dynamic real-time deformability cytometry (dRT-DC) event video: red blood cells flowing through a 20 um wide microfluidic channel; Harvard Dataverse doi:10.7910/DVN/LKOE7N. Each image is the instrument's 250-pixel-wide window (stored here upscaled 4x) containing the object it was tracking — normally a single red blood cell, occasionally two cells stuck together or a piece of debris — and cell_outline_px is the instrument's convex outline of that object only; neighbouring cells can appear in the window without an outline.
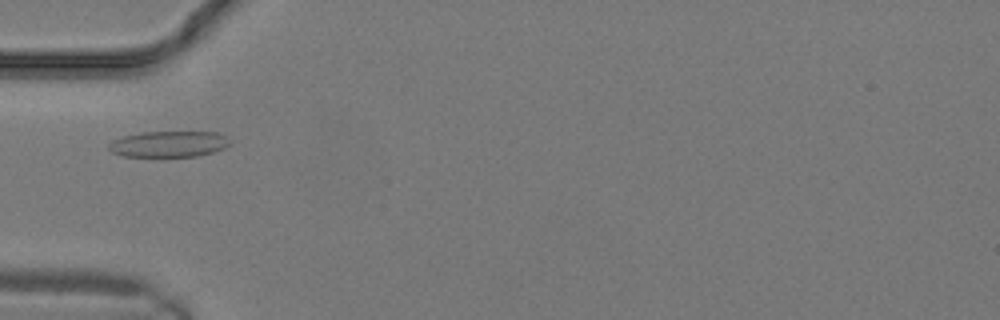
{"species": "common noctule bat (a hibernating species)", "species_latin": "Nyctalus noctula", "temperature_condition": "warm", "stored_images_in_passage": 2, "camera_frame_rate_fps": 3000, "um_per_image_px": 0.085, "animal": {"sex": "male", "body_mass_g": 19.2, "forearm_length_mm": 51.8}, "frame": {"image": 1, "passage_image": 1, "time_ms": 0.0, "image_size_px": [1000, 320], "cell_outline_px": [[232, 144], [224, 148], [212, 152], [196, 156], [120, 156], [112, 152], [108, 148], [108, 144], [112, 140], [124, 136], [140, 132], [216, 132], [224, 136]], "centroid_in_image_um": [14.31, 12.24], "position_along_channel_um": 70.7, "area_um2": 18.26}}